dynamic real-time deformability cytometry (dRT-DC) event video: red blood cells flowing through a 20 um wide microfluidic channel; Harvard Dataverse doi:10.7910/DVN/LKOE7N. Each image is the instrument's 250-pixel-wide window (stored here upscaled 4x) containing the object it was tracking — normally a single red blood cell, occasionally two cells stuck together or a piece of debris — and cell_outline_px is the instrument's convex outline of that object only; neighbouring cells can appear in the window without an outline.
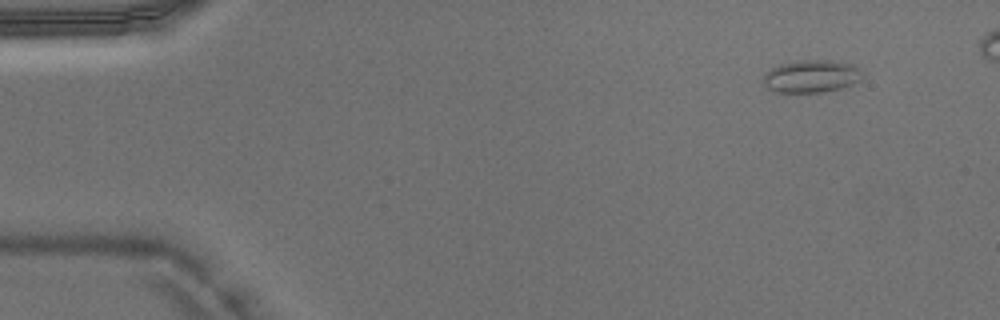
{"species": "Egyptian fruit bat (a non-hibernating species)", "species_latin": "Rousettus aegyptiacus", "temperature_condition": "warm", "stored_images_in_passage": 41, "camera_frame_rate_fps": 3000, "um_per_image_px": 0.085, "animal": {"sex": "male"}, "frame": {"image": 1, "passage_image": 1, "time_ms": 0.0, "image_size_px": [1000, 320], "cell_outline_px": [[864, 76], [860, 80], [852, 84], [840, 88], [820, 92], [776, 92], [768, 88], [764, 84], [764, 76], [772, 68], [780, 64], [804, 60], [832, 60], [856, 64], [860, 68]], "centroid_in_image_um": [69.03, 6.47], "position_along_channel_um": 16.0, "area_um2": 18.79}}
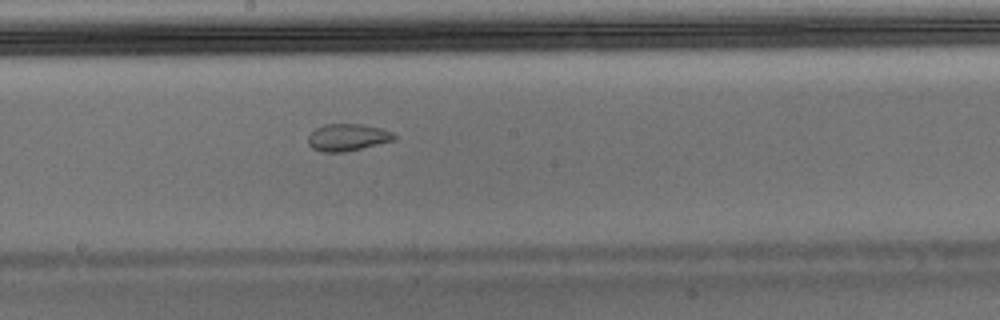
{"frame": {"image": 2, "passage_image": 22, "time_ms": 7.0, "image_size_px": [1000, 320], "cell_outline_px": [[396, 140], [344, 152], [320, 152], [312, 148], [308, 144], [308, 136], [316, 128], [324, 124], [360, 124], [380, 128], [392, 132], [396, 136]], "centroid_in_image_um": [29.53, 11.68], "position_along_channel_um": 218.7, "area_um2": 13.58}}
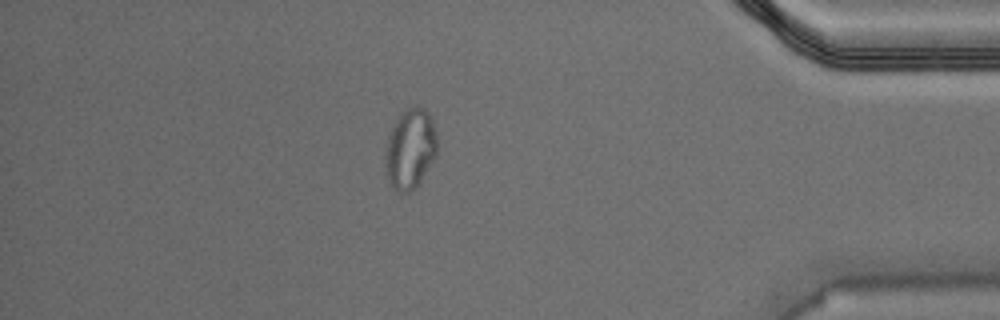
{"frame": {"image": 3, "passage_image": 37, "time_ms": 12.0, "image_size_px": [1000, 320], "cell_outline_px": [[436, 156], [416, 188], [408, 192], [400, 192], [392, 184], [384, 172], [384, 156], [388, 136], [396, 116], [400, 112], [416, 104], [424, 108], [428, 112], [432, 120], [436, 132]], "centroid_in_image_um": [34.85, 12.61], "position_along_channel_um": 400.4, "area_um2": 24.51}}